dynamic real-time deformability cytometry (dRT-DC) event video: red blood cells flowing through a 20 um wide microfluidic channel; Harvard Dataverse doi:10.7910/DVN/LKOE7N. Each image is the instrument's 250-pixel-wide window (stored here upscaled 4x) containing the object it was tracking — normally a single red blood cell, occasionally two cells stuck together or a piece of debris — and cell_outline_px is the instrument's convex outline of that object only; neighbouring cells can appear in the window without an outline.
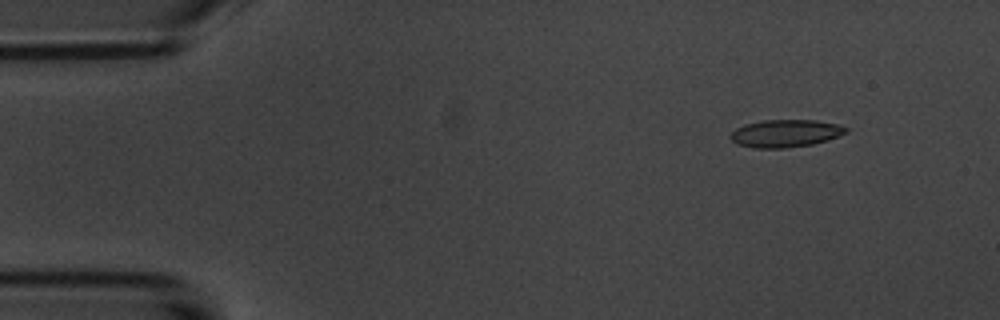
{"species": "common noctule bat (a hibernating species)", "species_latin": "Nyctalus noctula", "temperature_condition": "room temperature", "stored_images_in_passage": 5, "camera_frame_rate_fps": 3000, "um_per_image_px": 0.085, "animal": {"sex": "male", "body_mass_g": 20.1, "forearm_length_mm": 53.5}, "frame": {"image": 1, "passage_image": 2, "time_ms": 1.333, "image_size_px": [1000, 320], "cell_outline_px": [[848, 132], [828, 140], [812, 144], [784, 148], [756, 148], [736, 144], [728, 136], [736, 128], [744, 124], [764, 120], [816, 120], [840, 124], [848, 128]], "centroid_in_image_um": [66.77, 11.33], "position_along_channel_um": 18.2, "area_um2": 18.67}}
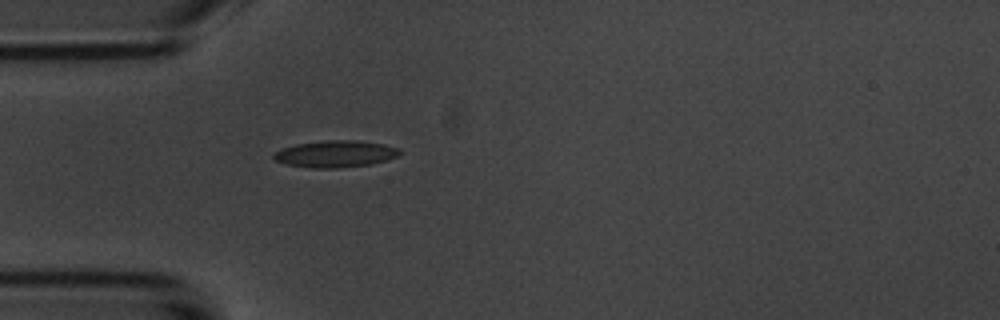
{"frame": {"image": 2, "passage_image": 5, "time_ms": 4.667, "image_size_px": [1000, 320], "cell_outline_px": [[404, 152], [396, 156], [372, 164], [336, 168], [312, 168], [284, 164], [276, 160], [272, 156], [272, 152], [296, 144], [328, 140], [356, 140], [384, 144], [400, 148]], "centroid_in_image_um": [28.51, 13.08], "position_along_channel_um": 56.5, "area_um2": 19.71}}